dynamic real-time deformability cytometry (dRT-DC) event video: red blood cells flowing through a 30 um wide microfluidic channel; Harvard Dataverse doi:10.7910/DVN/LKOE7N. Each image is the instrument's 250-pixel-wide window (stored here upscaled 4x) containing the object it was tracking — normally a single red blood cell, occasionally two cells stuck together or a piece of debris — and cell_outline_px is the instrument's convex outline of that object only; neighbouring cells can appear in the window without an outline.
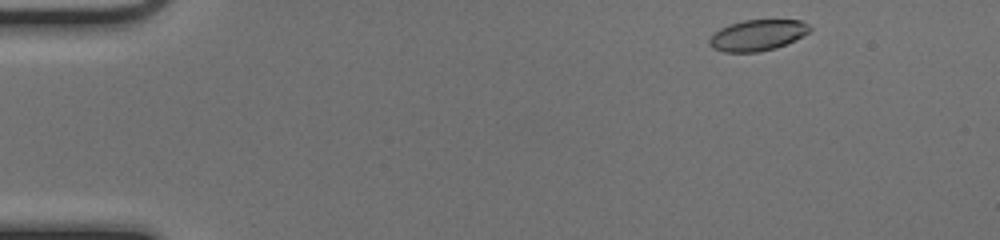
{"species": "common noctule bat (a hibernating species)", "species_latin": "Nyctalus noctula", "temperature_condition": "cold", "stored_images_in_passage": 46, "camera_frame_rate_fps": 3000, "um_per_image_px": 0.085, "animal": {"sex": "female", "body_mass_g": 17.0, "forearm_length_mm": 48.0}, "frame": {"image": 1, "passage_image": 1, "time_ms": 0.0, "image_size_px": [1000, 240], "cell_outline_px": [[812, 28], [808, 32], [796, 40], [776, 48], [760, 52], [724, 52], [712, 48], [708, 44], [708, 40], [720, 28], [728, 24], [744, 20], [800, 20], [808, 24]], "centroid_in_image_um": [64.38, 3.0], "position_along_channel_um": 20.6, "area_um2": 18.21}}
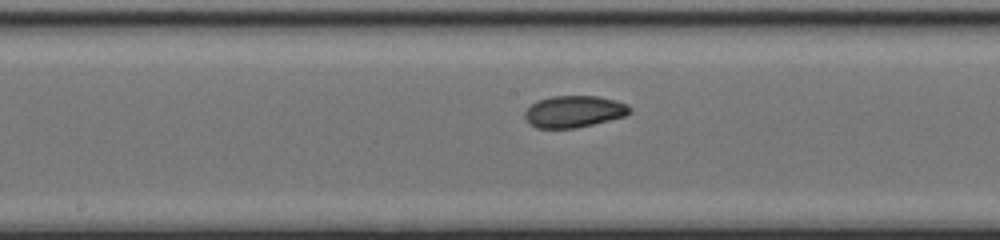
{"frame": {"image": 2, "passage_image": 22, "time_ms": 7.0, "image_size_px": [1000, 240], "cell_outline_px": [[632, 112], [624, 116], [576, 128], [536, 128], [528, 124], [524, 116], [524, 112], [536, 100], [552, 96], [596, 96], [616, 100], [628, 104], [632, 108]], "centroid_in_image_um": [48.77, 9.48], "position_along_channel_um": 199.4, "area_um2": 19.54}}
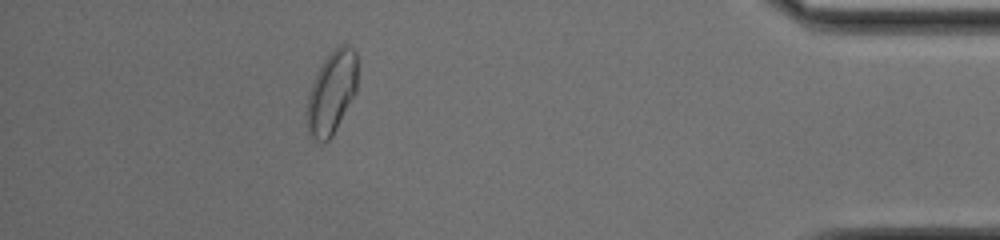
{"frame": {"image": 3, "passage_image": 41, "time_ms": 13.333, "image_size_px": [1000, 240], "cell_outline_px": [[356, 92], [332, 136], [324, 144], [308, 136], [308, 92], [320, 64], [340, 44], [348, 44], [356, 52]], "centroid_in_image_um": [28.18, 7.87], "position_along_channel_um": 407.0, "area_um2": 24.16}, "authors_computed_cell_mechanics": {"area_um2": 19.6231, "velocity_mm_per_s": 4.0393, "shape_relaxation_time_tau1_ms": 4.7726, "shape_relaxation_time_tau2_ms": 2.8793, "deformation_change_tau1": 0.1268, "deformation_change_tau2": 0.0704}}